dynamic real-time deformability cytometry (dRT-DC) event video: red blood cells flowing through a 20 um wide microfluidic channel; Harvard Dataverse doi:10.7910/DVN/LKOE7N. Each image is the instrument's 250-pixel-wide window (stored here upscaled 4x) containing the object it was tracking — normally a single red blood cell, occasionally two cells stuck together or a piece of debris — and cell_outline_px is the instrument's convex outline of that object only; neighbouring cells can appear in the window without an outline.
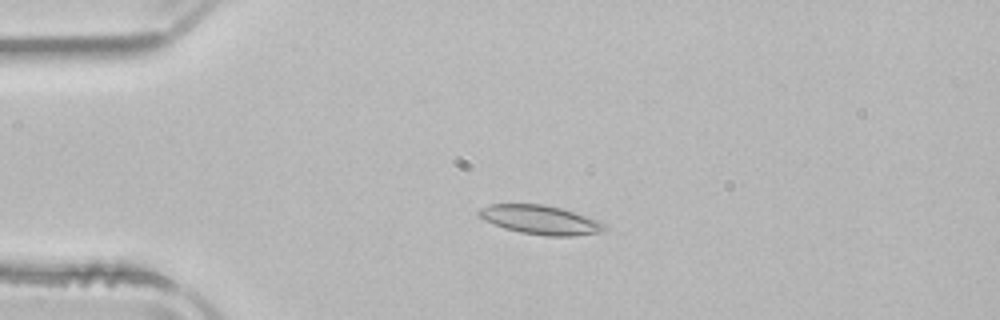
{"species": "common noctule bat (a hibernating species)", "species_latin": "Nyctalus noctula", "temperature_condition": "room temperature", "stored_images_in_passage": 53, "camera_frame_rate_fps": 3000, "um_per_image_px": 0.085, "animal": {"sex": "male", "body_mass_g": 21.5, "forearm_length_mm": 52.0}, "frame": {"image": 1, "passage_image": 13, "time_ms": 4.0, "image_size_px": [1000, 320], "cell_outline_px": [[608, 228], [600, 232], [576, 236], [548, 236], [520, 232], [504, 228], [484, 220], [476, 212], [480, 208], [488, 204], [544, 204], [560, 208], [608, 224]], "centroid_in_image_um": [45.92, 18.69], "position_along_channel_um": 39.1, "area_um2": 21.15}}
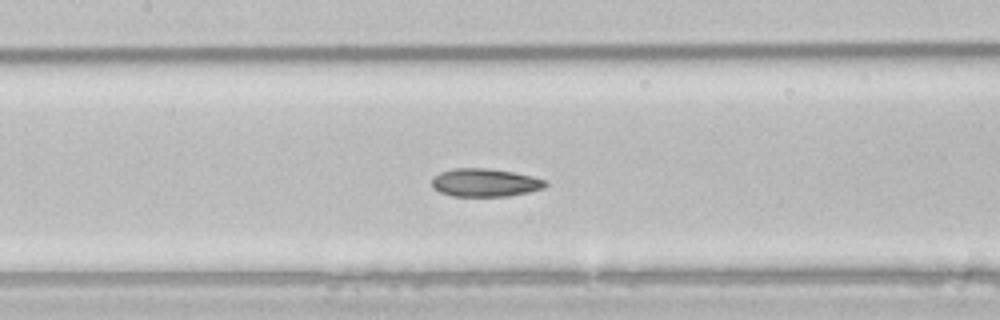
{"frame": {"image": 2, "passage_image": 25, "time_ms": 8.0, "image_size_px": [1000, 320], "cell_outline_px": [[548, 184], [544, 188], [528, 192], [508, 196], [452, 196], [440, 192], [432, 188], [432, 176], [440, 172], [452, 168], [488, 168], [512, 172], [532, 176], [544, 180]], "centroid_in_image_um": [41.18, 15.52], "position_along_channel_um": 166.2, "area_um2": 18.67}}
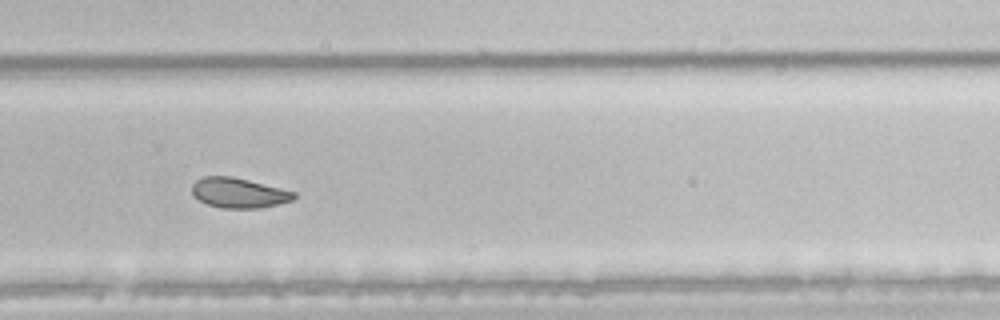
{"frame": {"image": 3, "passage_image": 36, "time_ms": 11.667, "image_size_px": [1000, 320], "cell_outline_px": [[296, 196], [292, 200], [260, 208], [220, 208], [208, 204], [200, 200], [192, 192], [192, 184], [200, 176], [232, 176], [296, 192]], "centroid_in_image_um": [20.27, 16.38], "position_along_channel_um": 309.5, "area_um2": 17.69}, "authors_computed_cell_mechanics": {"area_um2": 20.519, "velocity_mm_per_s": 3.925, "shape_relaxation_time_tau1_ms": 7.1641, "shape_relaxation_time_tau2_ms": 3.0323, "deformation_change_tau1": 0.1318, "deformation_change_tau2": 0.0615}}